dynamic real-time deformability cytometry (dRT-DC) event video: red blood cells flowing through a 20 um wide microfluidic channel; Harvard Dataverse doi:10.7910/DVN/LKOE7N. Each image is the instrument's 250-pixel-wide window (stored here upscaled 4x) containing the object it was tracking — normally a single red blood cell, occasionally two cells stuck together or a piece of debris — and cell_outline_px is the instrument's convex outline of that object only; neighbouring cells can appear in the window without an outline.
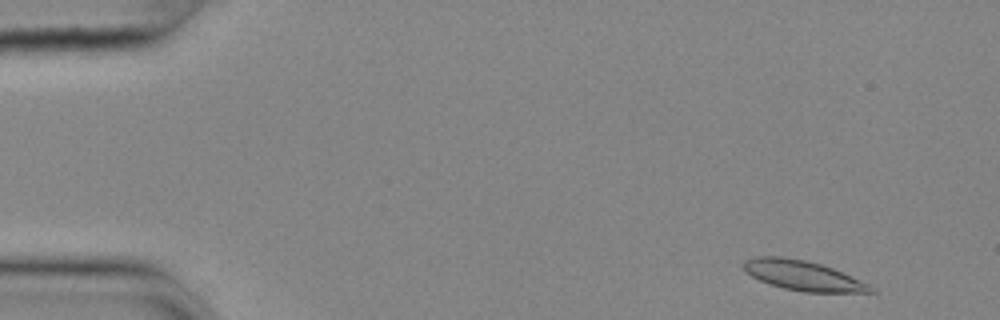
{"species": "common noctule bat (a hibernating species)", "species_latin": "Nyctalus noctula", "temperature_condition": "cold", "stored_images_in_passage": 14, "segment_of_instrument_passage": [1, 2], "camera_frame_rate_fps": 3000, "um_per_image_px": 0.085, "animal": {"sex": "female", "body_mass_g": 25.1}, "frame": {"image": 1, "passage_image": 3, "time_ms": 0.667, "image_size_px": [1000, 320], "cell_outline_px": [[880, 292], [804, 292], [784, 288], [768, 284], [744, 272], [744, 260], [756, 256], [780, 256], [804, 260], [820, 264], [832, 268], [868, 284], [876, 288]], "centroid_in_image_um": [68.23, 23.42], "position_along_channel_um": 16.8, "area_um2": 21.96}}